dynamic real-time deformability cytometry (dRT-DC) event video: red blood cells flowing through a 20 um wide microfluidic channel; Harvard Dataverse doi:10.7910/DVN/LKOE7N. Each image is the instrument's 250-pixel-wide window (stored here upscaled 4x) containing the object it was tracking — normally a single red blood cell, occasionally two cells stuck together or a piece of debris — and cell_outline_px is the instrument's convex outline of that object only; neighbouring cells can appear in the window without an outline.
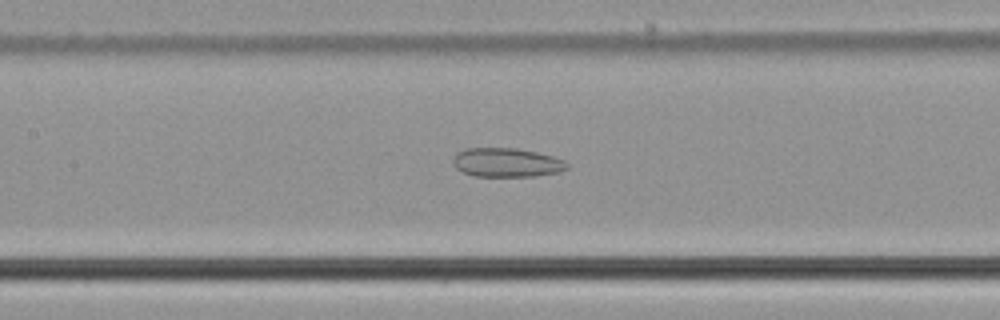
{"species": "common noctule bat (a hibernating species)", "species_latin": "Nyctalus noctula", "temperature_condition": "cold", "stored_images_in_passage": 50, "camera_frame_rate_fps": 3000, "um_per_image_px": 0.085, "animal": {"sex": "male", "body_mass_g": 21.5, "forearm_length_mm": 52.0}, "frame": {"image": 1, "passage_image": 21, "time_ms": 6.667, "image_size_px": [1000, 320], "cell_outline_px": [[568, 168], [560, 172], [536, 176], [476, 176], [464, 172], [456, 168], [452, 160], [456, 152], [464, 148], [516, 148], [536, 152], [552, 156], [564, 160], [568, 164]], "centroid_in_image_um": [43.07, 13.81], "position_along_channel_um": 164.3, "area_um2": 19.31}}
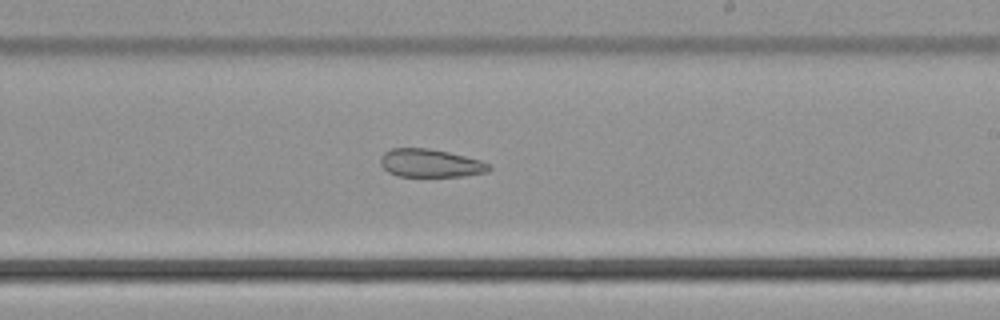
{"frame": {"image": 2, "passage_image": 28, "time_ms": 9.0, "image_size_px": [1000, 320], "cell_outline_px": [[492, 168], [488, 172], [464, 176], [396, 176], [388, 172], [380, 164], [380, 156], [384, 152], [392, 148], [428, 148], [448, 152], [480, 160], [488, 164]], "centroid_in_image_um": [36.56, 13.87], "position_along_channel_um": 252.4, "area_um2": 17.8}}
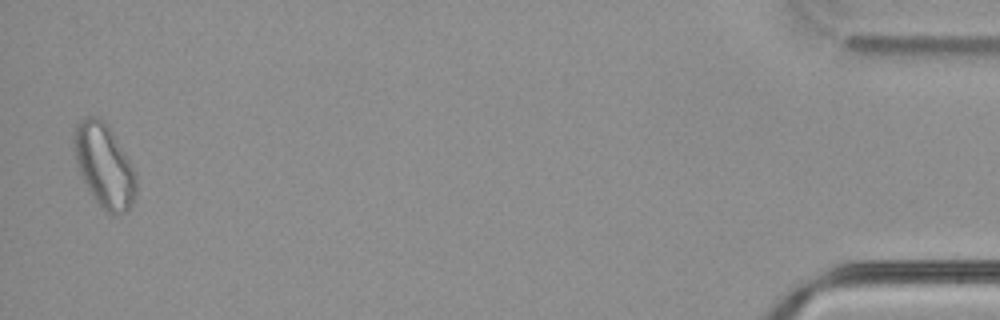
{"frame": {"image": 3, "passage_image": 49, "time_ms": 16.0, "image_size_px": [1000, 320], "cell_outline_px": [[136, 192], [132, 204], [128, 212], [112, 216], [96, 200], [88, 188], [80, 172], [76, 160], [76, 124], [84, 116], [96, 116], [104, 120], [108, 124], [136, 172]], "centroid_in_image_um": [8.91, 14.08], "position_along_channel_um": 426.3, "area_um2": 29.65}, "authors_computed_cell_mechanics": {"area_um2": 24.0737, "velocity_mm_per_s": 3.7824, "shape_relaxation_time_tau1_ms": null, "shape_relaxation_time_tau2_ms": 5.6934, "deformation_change_tau1": null, "deformation_change_tau2": 0.14}}